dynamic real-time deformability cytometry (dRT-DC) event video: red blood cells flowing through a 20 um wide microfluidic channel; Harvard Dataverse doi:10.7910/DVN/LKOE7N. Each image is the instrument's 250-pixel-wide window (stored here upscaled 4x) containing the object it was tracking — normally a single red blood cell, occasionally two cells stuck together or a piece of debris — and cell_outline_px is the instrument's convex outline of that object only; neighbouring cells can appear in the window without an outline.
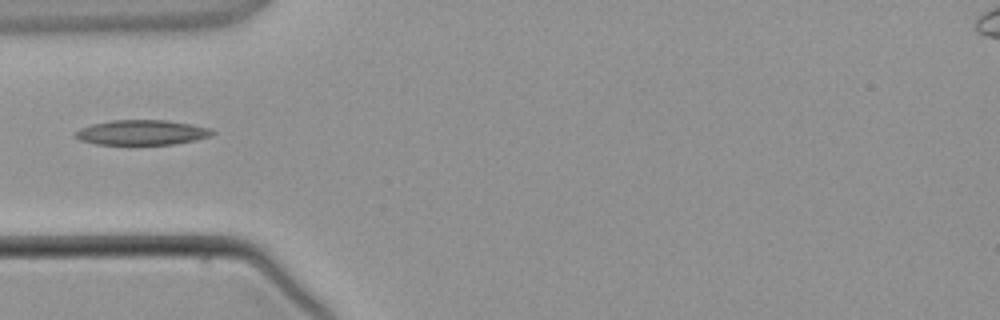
{"species": "common noctule bat (a hibernating species)", "species_latin": "Nyctalus noctula", "temperature_condition": "warm", "stored_images_in_passage": 2, "camera_frame_rate_fps": 3000, "um_per_image_px": 0.085, "animal": {"sex": "male", "body_mass_g": 21.5, "forearm_length_mm": 52.0}, "frame": {"image": 1, "passage_image": 2, "time_ms": 1.333, "image_size_px": [1000, 320], "cell_outline_px": [[216, 132], [212, 136], [196, 140], [172, 144], [96, 144], [80, 140], [72, 136], [72, 132], [80, 128], [92, 124], [112, 120], [168, 120], [192, 124], [212, 128]], "centroid_in_image_um": [12.06, 11.25], "position_along_channel_um": 72.9, "area_um2": 20.17}}